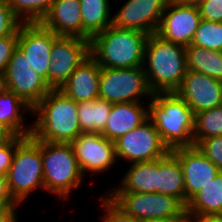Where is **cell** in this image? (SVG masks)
Listing matches in <instances>:
<instances>
[{"label":"cell","instance_id":"obj_1","mask_svg":"<svg viewBox=\"0 0 222 222\" xmlns=\"http://www.w3.org/2000/svg\"><path fill=\"white\" fill-rule=\"evenodd\" d=\"M32 134L50 143H72L82 131L78 119V103L61 90L52 89L32 111Z\"/></svg>","mask_w":222,"mask_h":222},{"label":"cell","instance_id":"obj_2","mask_svg":"<svg viewBox=\"0 0 222 222\" xmlns=\"http://www.w3.org/2000/svg\"><path fill=\"white\" fill-rule=\"evenodd\" d=\"M143 68L153 94L175 93L187 73L185 47L151 34L145 44Z\"/></svg>","mask_w":222,"mask_h":222},{"label":"cell","instance_id":"obj_3","mask_svg":"<svg viewBox=\"0 0 222 222\" xmlns=\"http://www.w3.org/2000/svg\"><path fill=\"white\" fill-rule=\"evenodd\" d=\"M148 117L169 151L194 146L195 115L176 93H155L148 103Z\"/></svg>","mask_w":222,"mask_h":222},{"label":"cell","instance_id":"obj_4","mask_svg":"<svg viewBox=\"0 0 222 222\" xmlns=\"http://www.w3.org/2000/svg\"><path fill=\"white\" fill-rule=\"evenodd\" d=\"M148 36L141 31L110 25L90 40V55L101 67H141Z\"/></svg>","mask_w":222,"mask_h":222},{"label":"cell","instance_id":"obj_5","mask_svg":"<svg viewBox=\"0 0 222 222\" xmlns=\"http://www.w3.org/2000/svg\"><path fill=\"white\" fill-rule=\"evenodd\" d=\"M42 161L44 190L57 200L68 201L87 179L79 167L71 143L42 141Z\"/></svg>","mask_w":222,"mask_h":222},{"label":"cell","instance_id":"obj_6","mask_svg":"<svg viewBox=\"0 0 222 222\" xmlns=\"http://www.w3.org/2000/svg\"><path fill=\"white\" fill-rule=\"evenodd\" d=\"M7 181L12 198L21 206L35 190L45 191L42 141L28 136L16 147Z\"/></svg>","mask_w":222,"mask_h":222},{"label":"cell","instance_id":"obj_7","mask_svg":"<svg viewBox=\"0 0 222 222\" xmlns=\"http://www.w3.org/2000/svg\"><path fill=\"white\" fill-rule=\"evenodd\" d=\"M135 220L188 218L186 206L170 195L160 193L105 192Z\"/></svg>","mask_w":222,"mask_h":222},{"label":"cell","instance_id":"obj_8","mask_svg":"<svg viewBox=\"0 0 222 222\" xmlns=\"http://www.w3.org/2000/svg\"><path fill=\"white\" fill-rule=\"evenodd\" d=\"M152 96L143 66L124 69L101 67L100 98L111 104L145 103L144 97L150 100Z\"/></svg>","mask_w":222,"mask_h":222},{"label":"cell","instance_id":"obj_9","mask_svg":"<svg viewBox=\"0 0 222 222\" xmlns=\"http://www.w3.org/2000/svg\"><path fill=\"white\" fill-rule=\"evenodd\" d=\"M114 144L118 164L123 160L127 164L152 161L164 157L169 152L149 118L119 137Z\"/></svg>","mask_w":222,"mask_h":222},{"label":"cell","instance_id":"obj_10","mask_svg":"<svg viewBox=\"0 0 222 222\" xmlns=\"http://www.w3.org/2000/svg\"><path fill=\"white\" fill-rule=\"evenodd\" d=\"M3 78L4 89L22 98L32 108L52 90L46 79L29 66L18 46L13 50Z\"/></svg>","mask_w":222,"mask_h":222},{"label":"cell","instance_id":"obj_11","mask_svg":"<svg viewBox=\"0 0 222 222\" xmlns=\"http://www.w3.org/2000/svg\"><path fill=\"white\" fill-rule=\"evenodd\" d=\"M90 56V41L75 36H58L50 50L48 84L60 89L75 69Z\"/></svg>","mask_w":222,"mask_h":222},{"label":"cell","instance_id":"obj_12","mask_svg":"<svg viewBox=\"0 0 222 222\" xmlns=\"http://www.w3.org/2000/svg\"><path fill=\"white\" fill-rule=\"evenodd\" d=\"M71 144L85 177L105 175L118 164L114 142L100 133H82Z\"/></svg>","mask_w":222,"mask_h":222},{"label":"cell","instance_id":"obj_13","mask_svg":"<svg viewBox=\"0 0 222 222\" xmlns=\"http://www.w3.org/2000/svg\"><path fill=\"white\" fill-rule=\"evenodd\" d=\"M169 0H127L112 14V25L117 28L155 34Z\"/></svg>","mask_w":222,"mask_h":222},{"label":"cell","instance_id":"obj_14","mask_svg":"<svg viewBox=\"0 0 222 222\" xmlns=\"http://www.w3.org/2000/svg\"><path fill=\"white\" fill-rule=\"evenodd\" d=\"M201 21L199 8L169 0L156 32L162 39L189 46Z\"/></svg>","mask_w":222,"mask_h":222},{"label":"cell","instance_id":"obj_15","mask_svg":"<svg viewBox=\"0 0 222 222\" xmlns=\"http://www.w3.org/2000/svg\"><path fill=\"white\" fill-rule=\"evenodd\" d=\"M58 36L41 23H23L19 28L17 46L25 54L29 66L48 83L50 50Z\"/></svg>","mask_w":222,"mask_h":222},{"label":"cell","instance_id":"obj_16","mask_svg":"<svg viewBox=\"0 0 222 222\" xmlns=\"http://www.w3.org/2000/svg\"><path fill=\"white\" fill-rule=\"evenodd\" d=\"M175 93L187 103L194 115L222 105V81L192 70H187Z\"/></svg>","mask_w":222,"mask_h":222},{"label":"cell","instance_id":"obj_17","mask_svg":"<svg viewBox=\"0 0 222 222\" xmlns=\"http://www.w3.org/2000/svg\"><path fill=\"white\" fill-rule=\"evenodd\" d=\"M178 158L185 180V206L221 170L197 146L171 150Z\"/></svg>","mask_w":222,"mask_h":222},{"label":"cell","instance_id":"obj_18","mask_svg":"<svg viewBox=\"0 0 222 222\" xmlns=\"http://www.w3.org/2000/svg\"><path fill=\"white\" fill-rule=\"evenodd\" d=\"M100 73L101 66L90 55L75 69L59 90L77 103L97 99Z\"/></svg>","mask_w":222,"mask_h":222},{"label":"cell","instance_id":"obj_19","mask_svg":"<svg viewBox=\"0 0 222 222\" xmlns=\"http://www.w3.org/2000/svg\"><path fill=\"white\" fill-rule=\"evenodd\" d=\"M40 23L57 36L82 38L80 0H54L50 11Z\"/></svg>","mask_w":222,"mask_h":222},{"label":"cell","instance_id":"obj_20","mask_svg":"<svg viewBox=\"0 0 222 222\" xmlns=\"http://www.w3.org/2000/svg\"><path fill=\"white\" fill-rule=\"evenodd\" d=\"M148 118V104L147 106L140 102L112 104L106 127L101 134L114 142Z\"/></svg>","mask_w":222,"mask_h":222},{"label":"cell","instance_id":"obj_21","mask_svg":"<svg viewBox=\"0 0 222 222\" xmlns=\"http://www.w3.org/2000/svg\"><path fill=\"white\" fill-rule=\"evenodd\" d=\"M32 111L33 108L13 92L6 89L0 92V123L16 136H31L32 122L26 116L30 115L32 118Z\"/></svg>","mask_w":222,"mask_h":222},{"label":"cell","instance_id":"obj_22","mask_svg":"<svg viewBox=\"0 0 222 222\" xmlns=\"http://www.w3.org/2000/svg\"><path fill=\"white\" fill-rule=\"evenodd\" d=\"M128 165L119 186L114 185L106 192L157 193V159Z\"/></svg>","mask_w":222,"mask_h":222},{"label":"cell","instance_id":"obj_23","mask_svg":"<svg viewBox=\"0 0 222 222\" xmlns=\"http://www.w3.org/2000/svg\"><path fill=\"white\" fill-rule=\"evenodd\" d=\"M157 193L178 198L185 205V180L178 158L169 151L157 159Z\"/></svg>","mask_w":222,"mask_h":222},{"label":"cell","instance_id":"obj_24","mask_svg":"<svg viewBox=\"0 0 222 222\" xmlns=\"http://www.w3.org/2000/svg\"><path fill=\"white\" fill-rule=\"evenodd\" d=\"M187 216H222V171L188 202Z\"/></svg>","mask_w":222,"mask_h":222},{"label":"cell","instance_id":"obj_25","mask_svg":"<svg viewBox=\"0 0 222 222\" xmlns=\"http://www.w3.org/2000/svg\"><path fill=\"white\" fill-rule=\"evenodd\" d=\"M111 0H80L82 38L91 40L112 25Z\"/></svg>","mask_w":222,"mask_h":222},{"label":"cell","instance_id":"obj_26","mask_svg":"<svg viewBox=\"0 0 222 222\" xmlns=\"http://www.w3.org/2000/svg\"><path fill=\"white\" fill-rule=\"evenodd\" d=\"M112 104L105 99L78 103V119L82 133H102L107 124Z\"/></svg>","mask_w":222,"mask_h":222},{"label":"cell","instance_id":"obj_27","mask_svg":"<svg viewBox=\"0 0 222 222\" xmlns=\"http://www.w3.org/2000/svg\"><path fill=\"white\" fill-rule=\"evenodd\" d=\"M187 70L206 74L222 81V52L195 45L185 47Z\"/></svg>","mask_w":222,"mask_h":222},{"label":"cell","instance_id":"obj_28","mask_svg":"<svg viewBox=\"0 0 222 222\" xmlns=\"http://www.w3.org/2000/svg\"><path fill=\"white\" fill-rule=\"evenodd\" d=\"M213 136H222V105L195 114L194 146L202 139Z\"/></svg>","mask_w":222,"mask_h":222},{"label":"cell","instance_id":"obj_29","mask_svg":"<svg viewBox=\"0 0 222 222\" xmlns=\"http://www.w3.org/2000/svg\"><path fill=\"white\" fill-rule=\"evenodd\" d=\"M23 23H40L51 9L54 0H7Z\"/></svg>","mask_w":222,"mask_h":222},{"label":"cell","instance_id":"obj_30","mask_svg":"<svg viewBox=\"0 0 222 222\" xmlns=\"http://www.w3.org/2000/svg\"><path fill=\"white\" fill-rule=\"evenodd\" d=\"M191 45L222 52V22L201 19Z\"/></svg>","mask_w":222,"mask_h":222},{"label":"cell","instance_id":"obj_31","mask_svg":"<svg viewBox=\"0 0 222 222\" xmlns=\"http://www.w3.org/2000/svg\"><path fill=\"white\" fill-rule=\"evenodd\" d=\"M98 197L100 199L97 201L100 203L98 206H100V211H103L100 222H139L119 208L106 193L101 192Z\"/></svg>","mask_w":222,"mask_h":222},{"label":"cell","instance_id":"obj_32","mask_svg":"<svg viewBox=\"0 0 222 222\" xmlns=\"http://www.w3.org/2000/svg\"><path fill=\"white\" fill-rule=\"evenodd\" d=\"M22 24L8 1L0 0V39L16 33Z\"/></svg>","mask_w":222,"mask_h":222},{"label":"cell","instance_id":"obj_33","mask_svg":"<svg viewBox=\"0 0 222 222\" xmlns=\"http://www.w3.org/2000/svg\"><path fill=\"white\" fill-rule=\"evenodd\" d=\"M196 146L222 171V136L202 139Z\"/></svg>","mask_w":222,"mask_h":222},{"label":"cell","instance_id":"obj_34","mask_svg":"<svg viewBox=\"0 0 222 222\" xmlns=\"http://www.w3.org/2000/svg\"><path fill=\"white\" fill-rule=\"evenodd\" d=\"M23 136H15L11 141L0 145V173L7 175L12 164L16 147L25 139Z\"/></svg>","mask_w":222,"mask_h":222},{"label":"cell","instance_id":"obj_35","mask_svg":"<svg viewBox=\"0 0 222 222\" xmlns=\"http://www.w3.org/2000/svg\"><path fill=\"white\" fill-rule=\"evenodd\" d=\"M18 34L19 30L10 36L0 39V74L3 77L13 50L17 47Z\"/></svg>","mask_w":222,"mask_h":222},{"label":"cell","instance_id":"obj_36","mask_svg":"<svg viewBox=\"0 0 222 222\" xmlns=\"http://www.w3.org/2000/svg\"><path fill=\"white\" fill-rule=\"evenodd\" d=\"M198 8L201 19L222 22V0H202Z\"/></svg>","mask_w":222,"mask_h":222},{"label":"cell","instance_id":"obj_37","mask_svg":"<svg viewBox=\"0 0 222 222\" xmlns=\"http://www.w3.org/2000/svg\"><path fill=\"white\" fill-rule=\"evenodd\" d=\"M0 201L6 207L20 206L11 196L8 188L7 175L0 173Z\"/></svg>","mask_w":222,"mask_h":222},{"label":"cell","instance_id":"obj_38","mask_svg":"<svg viewBox=\"0 0 222 222\" xmlns=\"http://www.w3.org/2000/svg\"><path fill=\"white\" fill-rule=\"evenodd\" d=\"M21 206L7 207L0 213V222H20L18 217V208Z\"/></svg>","mask_w":222,"mask_h":222},{"label":"cell","instance_id":"obj_39","mask_svg":"<svg viewBox=\"0 0 222 222\" xmlns=\"http://www.w3.org/2000/svg\"><path fill=\"white\" fill-rule=\"evenodd\" d=\"M16 135L5 125L0 123V145L11 141Z\"/></svg>","mask_w":222,"mask_h":222},{"label":"cell","instance_id":"obj_40","mask_svg":"<svg viewBox=\"0 0 222 222\" xmlns=\"http://www.w3.org/2000/svg\"><path fill=\"white\" fill-rule=\"evenodd\" d=\"M188 222H222V216H188Z\"/></svg>","mask_w":222,"mask_h":222},{"label":"cell","instance_id":"obj_41","mask_svg":"<svg viewBox=\"0 0 222 222\" xmlns=\"http://www.w3.org/2000/svg\"><path fill=\"white\" fill-rule=\"evenodd\" d=\"M139 222H188V218H174V219H146Z\"/></svg>","mask_w":222,"mask_h":222},{"label":"cell","instance_id":"obj_42","mask_svg":"<svg viewBox=\"0 0 222 222\" xmlns=\"http://www.w3.org/2000/svg\"><path fill=\"white\" fill-rule=\"evenodd\" d=\"M171 1L181 3L185 6H196V7H198L202 0H171Z\"/></svg>","mask_w":222,"mask_h":222},{"label":"cell","instance_id":"obj_43","mask_svg":"<svg viewBox=\"0 0 222 222\" xmlns=\"http://www.w3.org/2000/svg\"><path fill=\"white\" fill-rule=\"evenodd\" d=\"M4 89V78L3 76L0 74V92Z\"/></svg>","mask_w":222,"mask_h":222},{"label":"cell","instance_id":"obj_44","mask_svg":"<svg viewBox=\"0 0 222 222\" xmlns=\"http://www.w3.org/2000/svg\"><path fill=\"white\" fill-rule=\"evenodd\" d=\"M7 207L0 201V213L3 212Z\"/></svg>","mask_w":222,"mask_h":222}]
</instances>
